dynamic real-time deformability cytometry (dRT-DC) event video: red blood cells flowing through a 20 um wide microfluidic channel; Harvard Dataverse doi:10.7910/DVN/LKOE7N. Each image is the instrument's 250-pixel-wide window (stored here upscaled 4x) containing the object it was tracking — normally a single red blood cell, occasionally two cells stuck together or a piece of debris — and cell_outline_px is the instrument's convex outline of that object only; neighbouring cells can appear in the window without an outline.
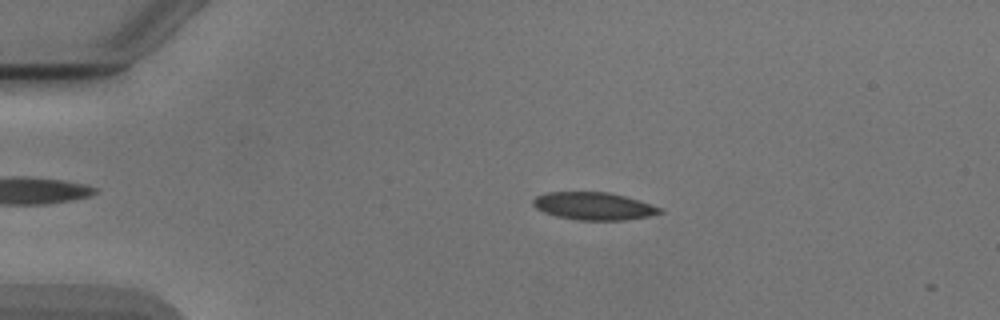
{"species": "Egyptian fruit bat (a non-hibernating species)", "species_latin": "Rousettus aegyptiacus", "temperature_condition": "cold", "stored_images_in_passage": 5, "camera_frame_rate_fps": 3000, "um_per_image_px": 0.085, "animal": {"sex": "male"}, "frame": {"image": 1, "passage_image": 2, "time_ms": 0.333, "image_size_px": [1000, 320], "cell_outline_px": [[660, 212], [648, 216], [624, 220], [576, 220], [556, 216], [544, 212], [536, 208], [532, 204], [532, 200], [536, 196], [548, 192], [608, 192], [624, 196], [660, 208]], "centroid_in_image_um": [50.37, 17.52], "position_along_channel_um": 34.6, "area_um2": 20.06}}